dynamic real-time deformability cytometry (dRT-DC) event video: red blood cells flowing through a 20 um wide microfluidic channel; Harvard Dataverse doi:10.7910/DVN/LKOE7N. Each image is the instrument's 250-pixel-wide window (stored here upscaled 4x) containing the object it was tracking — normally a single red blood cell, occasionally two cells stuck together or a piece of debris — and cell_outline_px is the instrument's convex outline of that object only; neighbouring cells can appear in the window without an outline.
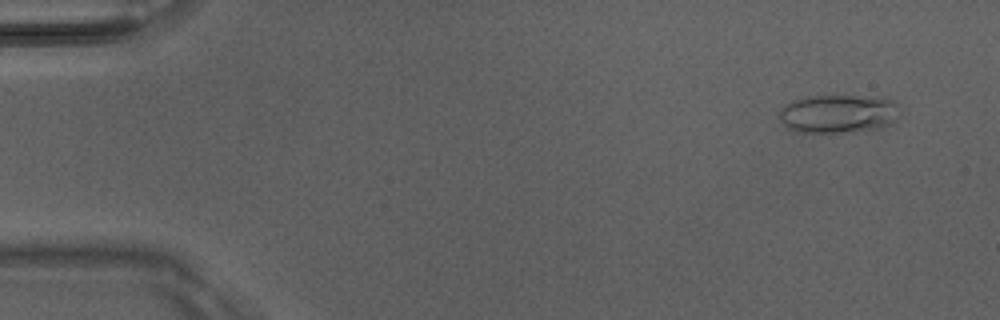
{"species": "Egyptian fruit bat (a non-hibernating species)", "species_latin": "Rousettus aegyptiacus", "temperature_condition": "room temperature", "stored_images_in_passage": 4, "camera_frame_rate_fps": 3000, "um_per_image_px": 0.085, "animal": {"sex": "male"}, "frame": {"image": 1, "passage_image": 1, "time_ms": 0.0, "image_size_px": [1000, 320], "cell_outline_px": [[900, 108], [896, 120], [892, 124], [880, 128], [852, 132], [796, 132], [788, 128], [780, 120], [780, 112], [784, 104], [792, 100], [808, 96], [832, 92], [892, 100]], "centroid_in_image_um": [71.24, 9.63], "position_along_channel_um": 13.8, "area_um2": 27.86}}